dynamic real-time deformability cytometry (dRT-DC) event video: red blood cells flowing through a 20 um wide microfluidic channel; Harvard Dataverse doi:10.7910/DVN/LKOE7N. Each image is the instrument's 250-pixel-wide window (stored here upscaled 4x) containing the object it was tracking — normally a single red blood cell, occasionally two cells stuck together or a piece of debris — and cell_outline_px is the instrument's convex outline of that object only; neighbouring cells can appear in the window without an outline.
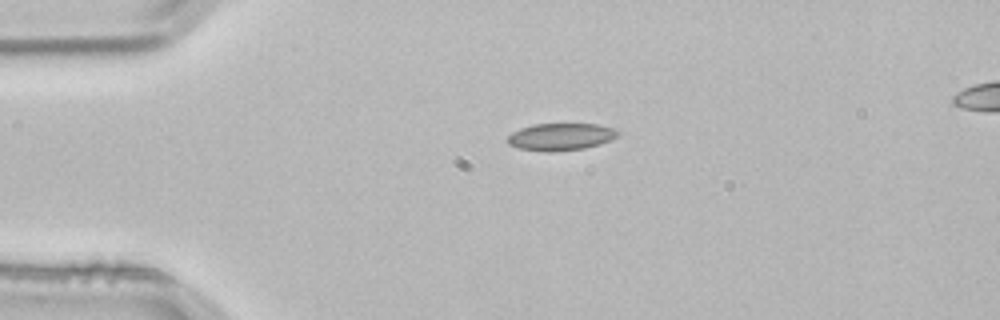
{"species": "common noctule bat (a hibernating species)", "species_latin": "Nyctalus noctula", "temperature_condition": "room temperature", "stored_images_in_passage": 3, "camera_frame_rate_fps": 3000, "um_per_image_px": 0.085, "animal": {"sex": "male", "body_mass_g": 21.5, "forearm_length_mm": 52.0}, "frame": {"image": 1, "passage_image": 2, "time_ms": 0.333, "image_size_px": [1000, 320], "cell_outline_px": [[620, 132], [616, 136], [600, 144], [584, 148], [552, 152], [544, 152], [520, 148], [508, 144], [508, 136], [512, 132], [520, 128], [536, 124], [596, 124], [612, 128]], "centroid_in_image_um": [47.63, 11.63], "position_along_channel_um": 37.4, "area_um2": 17.28}}